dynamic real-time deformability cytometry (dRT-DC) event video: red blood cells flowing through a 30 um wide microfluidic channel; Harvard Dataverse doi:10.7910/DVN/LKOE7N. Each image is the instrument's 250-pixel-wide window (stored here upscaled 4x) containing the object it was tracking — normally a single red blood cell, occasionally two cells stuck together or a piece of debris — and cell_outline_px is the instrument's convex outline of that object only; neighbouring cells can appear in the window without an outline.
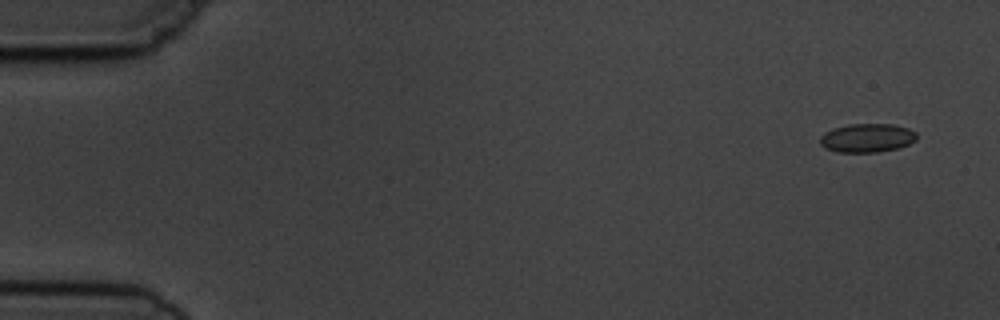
{"species": "common noctule bat (a hibernating species)", "species_latin": "Nyctalus noctula", "temperature_condition": "cold", "stored_images_in_passage": 11, "camera_frame_rate_fps": 3000, "um_per_image_px": 0.085, "animal": {"sex": "male", "body_mass_g": 19.5, "forearm_length_mm": 54.6}, "frame": {"image": 1, "passage_image": 1, "time_ms": 0.0, "image_size_px": [1000, 320], "cell_outline_px": [[916, 140], [908, 144], [896, 148], [876, 152], [836, 152], [824, 148], [820, 144], [820, 136], [824, 132], [832, 128], [848, 124], [892, 124], [908, 128], [916, 132]], "centroid_in_image_um": [73.66, 11.72], "position_along_channel_um": 11.3, "area_um2": 16.24}}
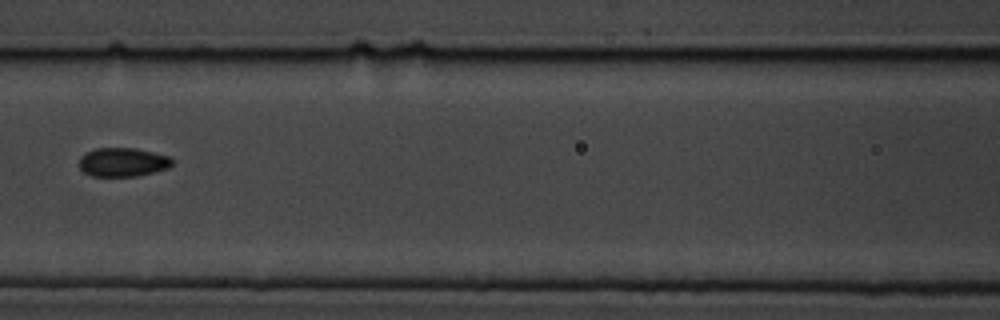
{"frame": {"image": 2, "passage_image": 7, "time_ms": 7.333, "image_size_px": [1000, 320], "cell_outline_px": [[172, 164], [168, 168], [136, 176], [92, 176], [84, 172], [80, 168], [80, 156], [96, 148], [136, 148], [172, 156]], "centroid_in_image_um": [10.46, 13.77], "position_along_channel_um": 156.1, "area_um2": 15.61}}
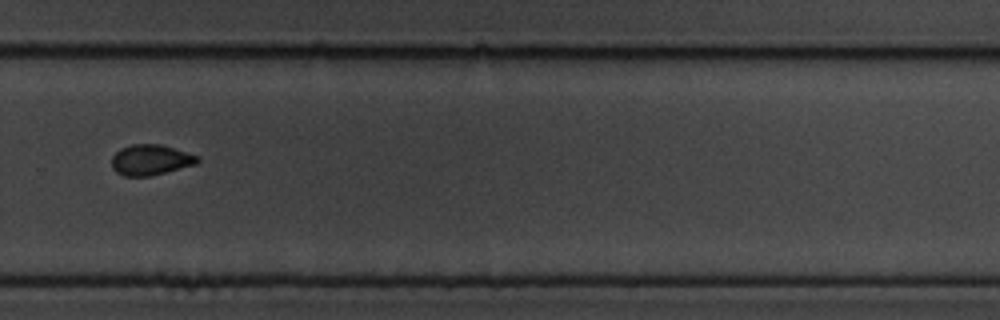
{"frame": {"image": 3, "passage_image": 11, "time_ms": 11.667, "image_size_px": [1000, 320], "cell_outline_px": [[200, 160], [196, 164], [152, 176], [124, 176], [116, 172], [112, 168], [112, 156], [120, 148], [132, 144], [160, 144], [200, 156]], "centroid_in_image_um": [12.8, 13.59], "position_along_channel_um": 317.0, "area_um2": 15.37}}